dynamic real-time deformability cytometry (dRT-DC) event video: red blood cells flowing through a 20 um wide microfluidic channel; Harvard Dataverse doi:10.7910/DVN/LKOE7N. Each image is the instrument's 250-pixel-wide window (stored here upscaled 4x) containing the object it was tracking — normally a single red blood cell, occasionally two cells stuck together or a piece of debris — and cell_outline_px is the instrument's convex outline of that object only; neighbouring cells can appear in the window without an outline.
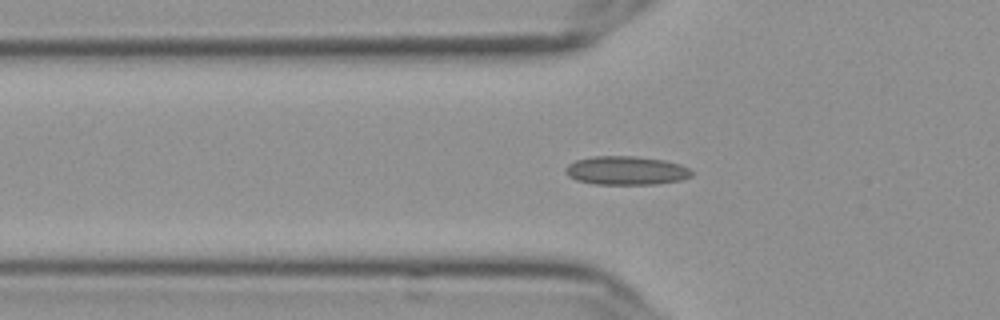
{"species": "Egyptian fruit bat (a non-hibernating species)", "species_latin": "Rousettus aegyptiacus", "temperature_condition": "cold", "stored_images_in_passage": 36, "camera_frame_rate_fps": 3000, "um_per_image_px": 0.085, "frame": {"image": 1, "passage_image": 4, "time_ms": 1.0, "image_size_px": [1000, 320], "cell_outline_px": [[692, 176], [680, 180], [656, 184], [596, 184], [576, 180], [568, 176], [564, 172], [564, 168], [568, 164], [576, 160], [592, 156], [636, 156], [664, 160], [680, 164], [688, 168], [692, 172]], "centroid_in_image_um": [53.19, 14.49], "position_along_channel_um": 72.6, "area_um2": 21.15}}
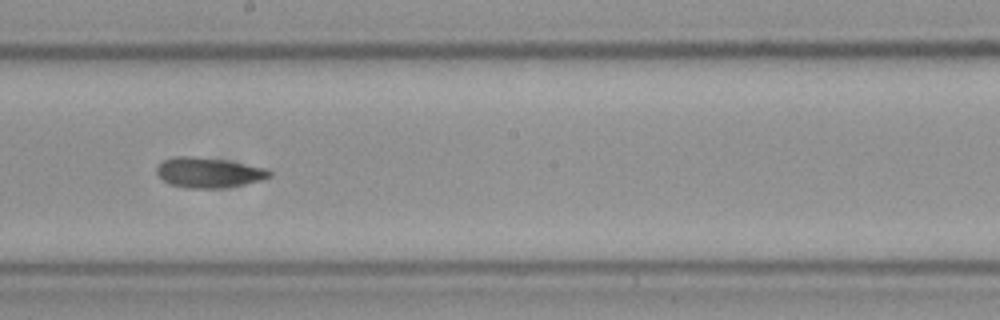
{"frame": {"image": 2, "passage_image": 17, "time_ms": 5.333, "image_size_px": [1000, 320], "cell_outline_px": [[272, 176], [264, 180], [244, 184], [220, 188], [184, 188], [168, 184], [156, 172], [156, 168], [164, 160], [176, 156], [192, 156], [224, 160], [268, 168], [272, 172]], "centroid_in_image_um": [17.77, 14.68], "position_along_channel_um": 230.4, "area_um2": 19.88}}
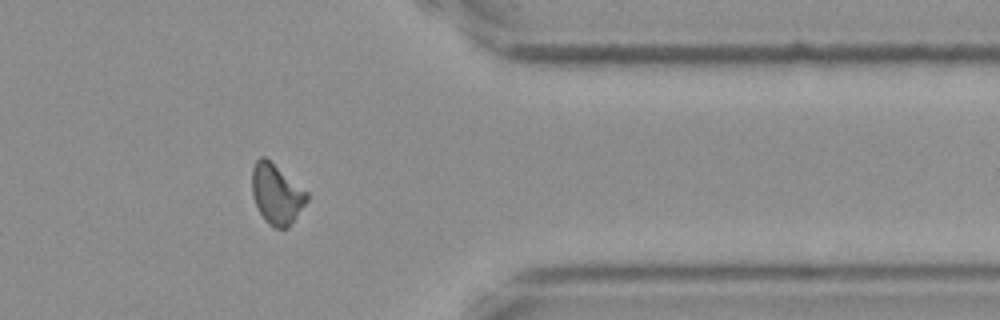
{"frame": {"image": 3, "passage_image": 31, "time_ms": 10.0, "image_size_px": [1000, 320], "cell_outline_px": [[308, 200], [288, 228], [276, 228], [268, 224], [264, 220], [252, 196], [252, 168], [256, 160], [260, 156], [264, 156], [308, 192]], "centroid_in_image_um": [23.5, 16.5], "position_along_channel_um": 387.9, "area_um2": 19.07}}